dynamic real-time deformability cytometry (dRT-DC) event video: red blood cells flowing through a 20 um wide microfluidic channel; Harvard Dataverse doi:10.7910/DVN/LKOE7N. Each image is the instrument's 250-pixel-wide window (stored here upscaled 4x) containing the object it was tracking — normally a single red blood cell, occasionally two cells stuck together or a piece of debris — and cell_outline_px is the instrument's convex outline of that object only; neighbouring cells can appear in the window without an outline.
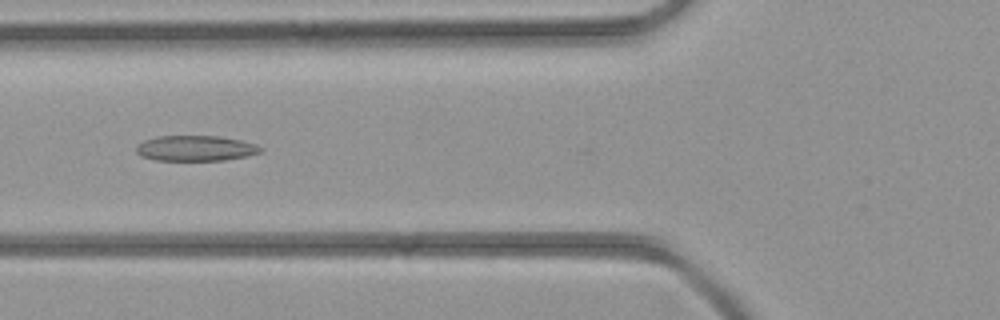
{"species": "common noctule bat (a hibernating species)", "species_latin": "Nyctalus noctula", "temperature_condition": "room temperature", "stored_images_in_passage": 17, "camera_frame_rate_fps": 3000, "um_per_image_px": 0.085, "animal": {"sex": "female", "body_mass_g": 21.9}, "frame": {"image": 1, "passage_image": 16, "time_ms": 5.0, "image_size_px": [1000, 320], "cell_outline_px": [[264, 148], [260, 152], [248, 156], [224, 160], [156, 160], [140, 156], [136, 152], [136, 144], [144, 140], [156, 136], [220, 136], [240, 140], [256, 144]], "centroid_in_image_um": [16.61, 12.6], "position_along_channel_um": 109.2, "area_um2": 18.55}}